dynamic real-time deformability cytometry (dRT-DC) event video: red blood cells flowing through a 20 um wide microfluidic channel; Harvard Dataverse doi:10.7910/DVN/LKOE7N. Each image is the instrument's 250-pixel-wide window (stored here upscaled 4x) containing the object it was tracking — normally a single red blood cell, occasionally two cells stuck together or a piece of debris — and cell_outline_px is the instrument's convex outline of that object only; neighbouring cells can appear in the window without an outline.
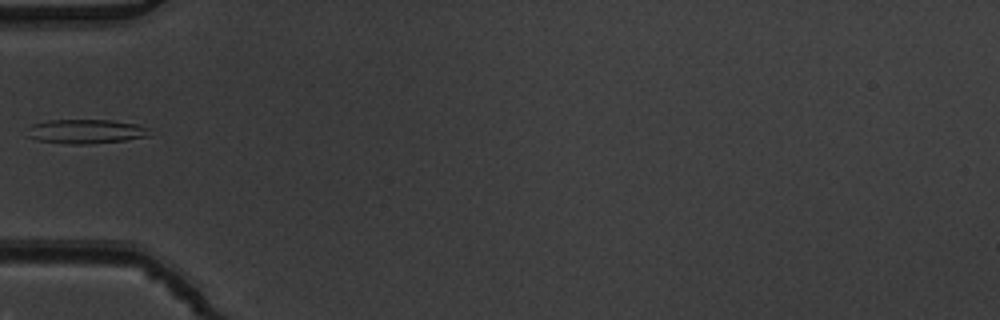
{"species": "common noctule bat (a hibernating species)", "species_latin": "Nyctalus noctula", "temperature_condition": "warm", "stored_images_in_passage": 5, "camera_frame_rate_fps": 3000, "um_per_image_px": 0.085, "animal": {"sex": "male", "body_mass_g": 19.5, "forearm_length_mm": 54.6}, "frame": {"image": 1, "passage_image": 5, "time_ms": 1.333, "image_size_px": [1000, 320], "cell_outline_px": [[152, 136], [124, 140], [92, 144], [72, 144], [36, 140], [24, 136], [32, 124], [48, 120], [112, 120], [136, 124], [148, 128]], "centroid_in_image_um": [7.29, 11.17], "position_along_channel_um": 77.7, "area_um2": 17.46}}